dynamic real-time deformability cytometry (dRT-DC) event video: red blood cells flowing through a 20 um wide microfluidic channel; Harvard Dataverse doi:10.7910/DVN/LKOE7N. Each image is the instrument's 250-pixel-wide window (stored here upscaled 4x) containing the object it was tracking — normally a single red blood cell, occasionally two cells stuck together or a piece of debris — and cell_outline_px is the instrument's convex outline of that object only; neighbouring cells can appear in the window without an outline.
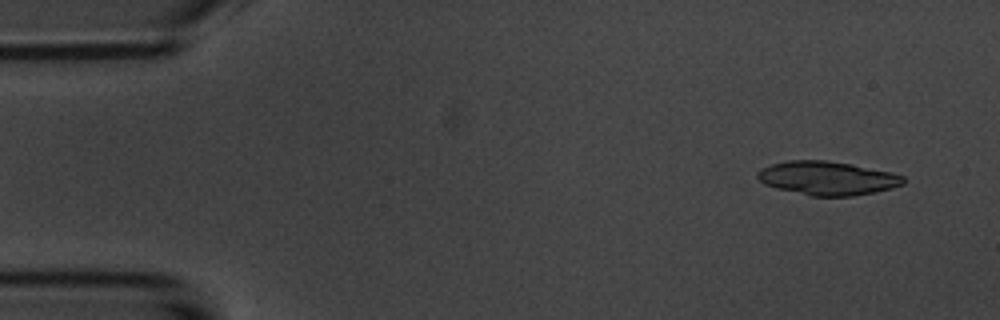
{"species": "common noctule bat (a hibernating species)", "species_latin": "Nyctalus noctula", "temperature_condition": "room temperature", "stored_images_in_passage": 6, "camera_frame_rate_fps": 3000, "um_per_image_px": 0.085, "animal": {"sex": "male", "body_mass_g": 20.1, "forearm_length_mm": 53.5}, "frame": {"image": 1, "passage_image": 2, "time_ms": 1.0, "image_size_px": [1000, 320], "cell_outline_px": [[904, 184], [892, 188], [852, 196], [812, 196], [776, 188], [764, 184], [756, 176], [756, 172], [760, 168], [772, 164], [788, 160], [824, 160], [852, 164], [892, 172], [904, 176]], "centroid_in_image_um": [70.31, 15.14], "position_along_channel_um": 14.7, "area_um2": 28.67}}